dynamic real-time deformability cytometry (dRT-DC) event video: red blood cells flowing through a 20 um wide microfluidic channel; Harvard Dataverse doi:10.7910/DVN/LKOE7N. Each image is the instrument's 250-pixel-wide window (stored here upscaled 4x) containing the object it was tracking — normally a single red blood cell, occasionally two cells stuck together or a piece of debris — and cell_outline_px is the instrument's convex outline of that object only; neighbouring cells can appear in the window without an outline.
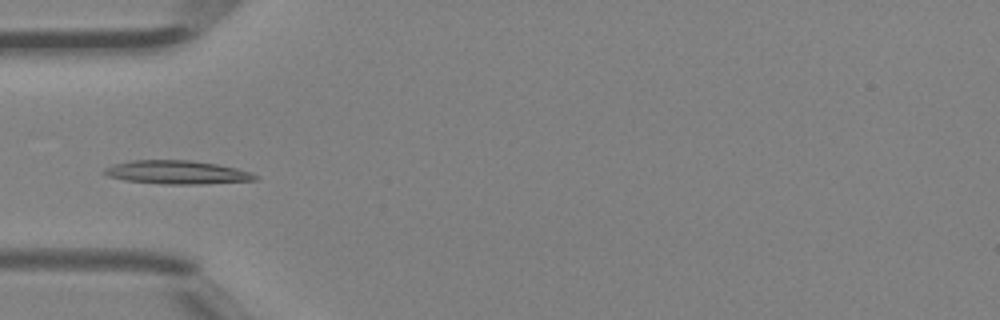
{"species": "Egyptian fruit bat (a non-hibernating species)", "species_latin": "Rousettus aegyptiacus", "temperature_condition": "room temperature", "stored_images_in_passage": 36, "camera_frame_rate_fps": 3000, "um_per_image_px": 0.085, "animal": {"sex": "female"}, "frame": {"image": 1, "passage_image": 5, "time_ms": 1.333, "image_size_px": [1000, 320], "cell_outline_px": [[260, 176], [256, 180], [200, 184], [164, 184], [124, 180], [108, 176], [100, 172], [104, 168], [112, 164], [132, 160], [192, 160], [216, 164], [236, 168]], "centroid_in_image_um": [14.99, 14.64], "position_along_channel_um": 70.0, "area_um2": 20.69}}
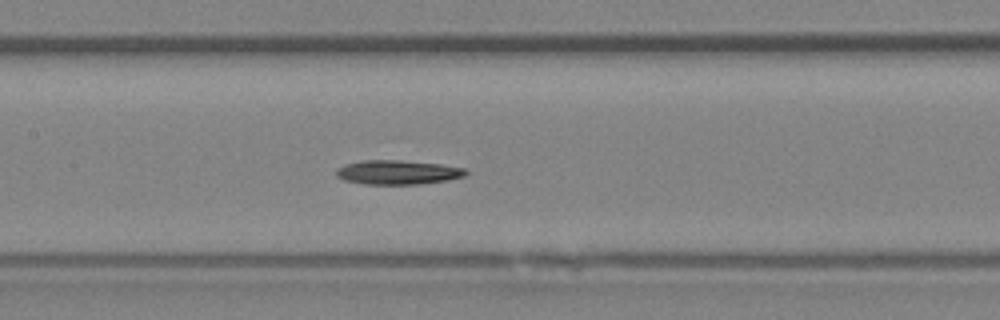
{"frame": {"image": 2, "passage_image": 12, "time_ms": 3.667, "image_size_px": [1000, 320], "cell_outline_px": [[468, 172], [464, 176], [448, 180], [416, 184], [364, 184], [344, 180], [336, 176], [336, 168], [344, 164], [360, 160], [400, 160], [440, 164], [464, 168]], "centroid_in_image_um": [33.76, 14.64], "position_along_channel_um": 173.6, "area_um2": 18.32}}
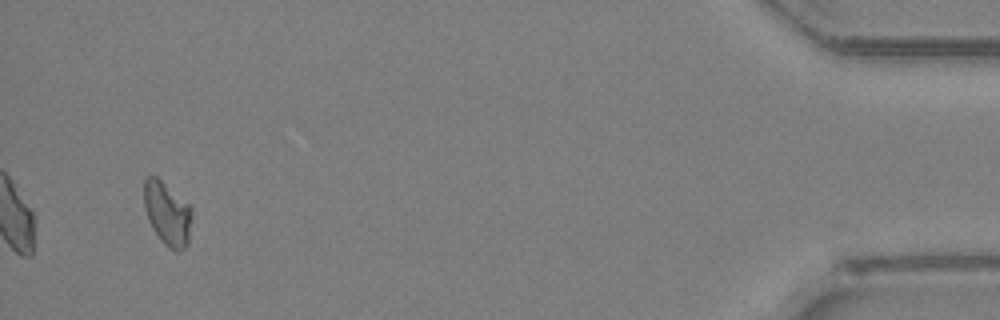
{"frame": {"image": 3, "passage_image": 34, "time_ms": 11.0, "image_size_px": [1000, 320], "cell_outline_px": [[192, 208], [188, 244], [180, 252], [176, 252], [168, 248], [164, 244], [148, 220], [144, 204], [144, 180], [148, 176], [156, 176], [188, 204]], "centroid_in_image_um": [14.22, 18.17], "position_along_channel_um": 421.0, "area_um2": 17.46}, "authors_computed_cell_mechanics": {"area_um2": 17.918, "velocity_mm_per_s": 4.4644, "shape_relaxation_time_tau1_ms": 3.0525, "shape_relaxation_time_tau2_ms": 6.2518, "deformation_change_tau1": 0.1371, "deformation_change_tau2": 0.1558}}